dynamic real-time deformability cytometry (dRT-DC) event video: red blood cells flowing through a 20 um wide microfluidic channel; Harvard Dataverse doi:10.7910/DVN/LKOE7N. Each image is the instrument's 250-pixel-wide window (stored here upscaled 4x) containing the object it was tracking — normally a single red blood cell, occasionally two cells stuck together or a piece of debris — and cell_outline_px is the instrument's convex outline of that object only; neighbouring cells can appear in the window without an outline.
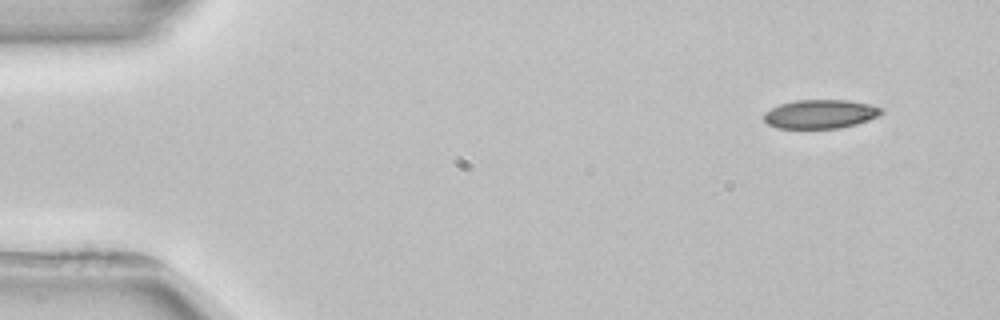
{"species": "common noctule bat (a hibernating species)", "species_latin": "Nyctalus noctula", "temperature_condition": "room temperature", "stored_images_in_passage": 4, "segment_of_instrument_passage": [1, 2], "camera_frame_rate_fps": 3000, "um_per_image_px": 0.085, "animal": {"sex": "female", "body_mass_g": 22.7, "forearm_length_mm": 54.2}, "frame": {"image": 1, "passage_image": 1, "time_ms": 0.0, "image_size_px": [1000, 320], "cell_outline_px": [[884, 112], [868, 120], [856, 124], [840, 128], [776, 128], [768, 124], [764, 120], [764, 112], [780, 104], [796, 100], [848, 100], [868, 104], [884, 108]], "centroid_in_image_um": [69.73, 9.69], "position_along_channel_um": 15.3, "area_um2": 19.71}}